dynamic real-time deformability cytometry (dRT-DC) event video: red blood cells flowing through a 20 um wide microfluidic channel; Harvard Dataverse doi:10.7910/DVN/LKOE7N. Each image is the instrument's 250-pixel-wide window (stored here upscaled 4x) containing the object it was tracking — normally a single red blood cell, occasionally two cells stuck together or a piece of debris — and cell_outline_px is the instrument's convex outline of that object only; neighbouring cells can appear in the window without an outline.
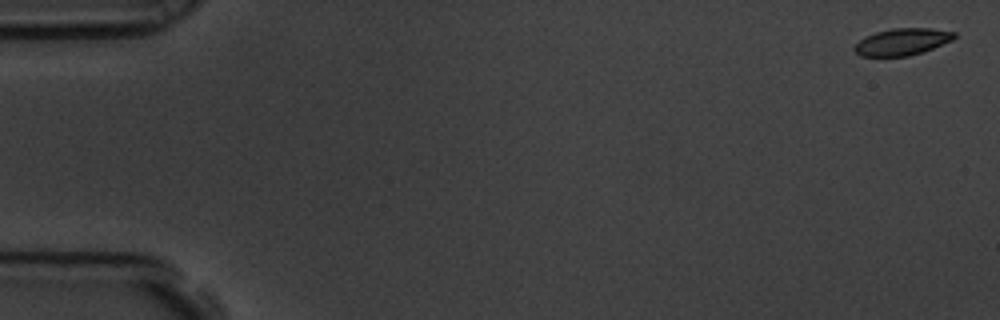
{"species": "common noctule bat (a hibernating species)", "species_latin": "Nyctalus noctula", "temperature_condition": "room temperature", "stored_images_in_passage": 8, "camera_frame_rate_fps": 3000, "um_per_image_px": 0.085, "animal": {"sex": "male", "body_mass_g": 19.5, "forearm_length_mm": 54.6}, "frame": {"image": 1, "passage_image": 1, "time_ms": 0.0, "image_size_px": [1000, 320], "cell_outline_px": [[956, 36], [952, 40], [924, 52], [908, 56], [860, 56], [852, 48], [864, 36], [876, 32], [892, 28], [932, 28], [956, 32]], "centroid_in_image_um": [76.69, 3.55], "position_along_channel_um": 8.3, "area_um2": 15.72}}
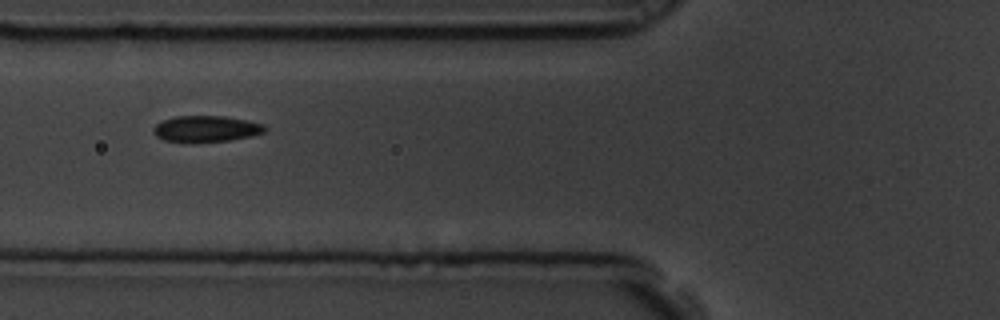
{"frame": {"image": 2, "passage_image": 7, "time_ms": 2.0, "image_size_px": [1000, 320], "cell_outline_px": [[268, 128], [264, 132], [252, 136], [228, 140], [188, 144], [164, 140], [156, 136], [152, 132], [152, 128], [156, 124], [164, 120], [176, 116], [224, 116], [264, 124]], "centroid_in_image_um": [17.48, 10.97], "position_along_channel_um": 108.3, "area_um2": 17.34}}
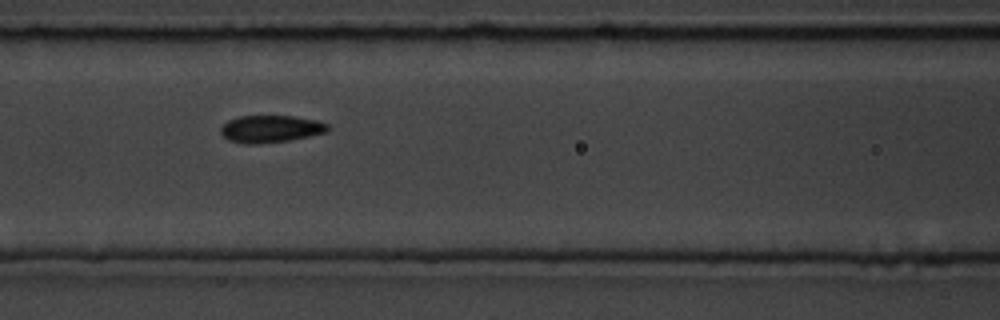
{"frame": {"image": 3, "passage_image": 8, "time_ms": 2.333, "image_size_px": [1000, 320], "cell_outline_px": [[328, 132], [288, 140], [256, 144], [244, 144], [228, 140], [220, 132], [220, 128], [228, 120], [240, 116], [296, 116], [316, 120], [328, 124]], "centroid_in_image_um": [22.99, 10.95], "position_along_channel_um": 143.6, "area_um2": 16.94}}